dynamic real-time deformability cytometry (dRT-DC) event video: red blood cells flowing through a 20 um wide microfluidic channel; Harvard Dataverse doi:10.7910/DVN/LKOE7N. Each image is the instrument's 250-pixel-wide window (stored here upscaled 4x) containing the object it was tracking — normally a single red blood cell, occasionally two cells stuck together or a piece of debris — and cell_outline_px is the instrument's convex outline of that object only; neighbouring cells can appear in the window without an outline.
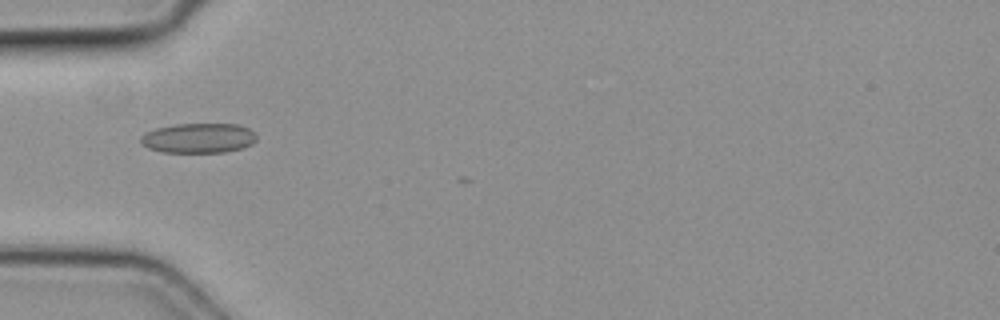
{"species": "common noctule bat (a hibernating species)", "species_latin": "Nyctalus noctula", "temperature_condition": "cold", "stored_images_in_passage": 3, "camera_frame_rate_fps": 3000, "um_per_image_px": 0.085, "animal": {"sex": "female", "body_mass_g": 19.3, "forearm_length_mm": 54.1}, "frame": {"image": 1, "passage_image": 2, "time_ms": 0.333, "image_size_px": [1000, 320], "cell_outline_px": [[256, 140], [252, 144], [240, 148], [224, 152], [160, 152], [148, 148], [140, 144], [140, 136], [156, 128], [176, 124], [236, 124], [248, 128], [256, 136]], "centroid_in_image_um": [16.84, 11.74], "position_along_channel_um": 68.2, "area_um2": 20.06}}